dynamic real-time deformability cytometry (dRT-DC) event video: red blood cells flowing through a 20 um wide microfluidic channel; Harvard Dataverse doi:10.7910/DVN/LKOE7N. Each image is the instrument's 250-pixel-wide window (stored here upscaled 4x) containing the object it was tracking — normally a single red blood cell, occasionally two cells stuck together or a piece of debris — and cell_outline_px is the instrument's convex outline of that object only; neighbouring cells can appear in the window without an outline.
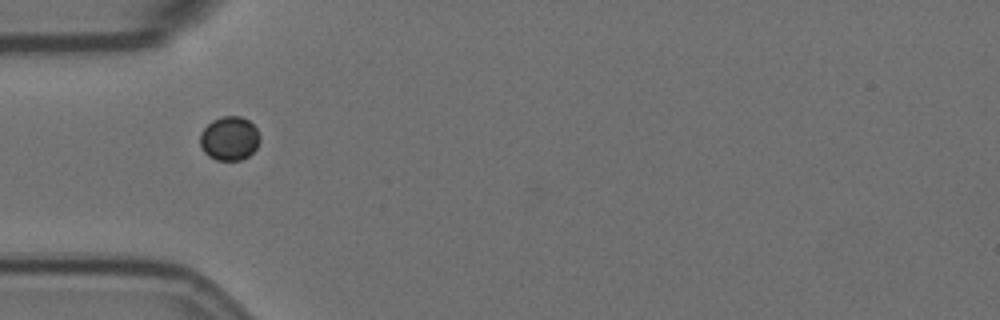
{"species": "Egyptian fruit bat (a non-hibernating species)", "species_latin": "Rousettus aegyptiacus", "temperature_condition": "room temperature", "stored_images_in_passage": 14, "camera_frame_rate_fps": 3000, "um_per_image_px": 0.085, "animal": {"sex": "female"}, "frame": {"image": 1, "passage_image": 5, "time_ms": 6.0, "image_size_px": [1000, 320], "cell_outline_px": [[260, 140], [256, 148], [248, 156], [240, 160], [216, 160], [208, 156], [204, 152], [200, 144], [200, 132], [212, 120], [224, 116], [240, 116], [248, 120], [256, 128], [260, 136]], "centroid_in_image_um": [19.49, 11.77], "position_along_channel_um": 65.5, "area_um2": 15.32}}
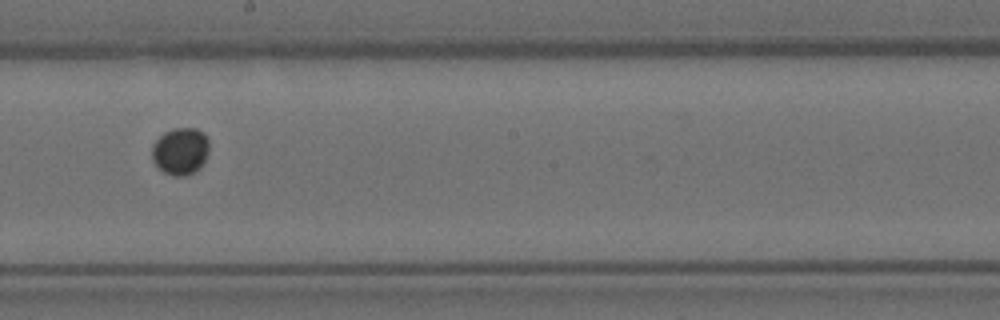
{"frame": {"image": 2, "passage_image": 9, "time_ms": 10.667, "image_size_px": [1000, 320], "cell_outline_px": [[208, 152], [200, 168], [196, 172], [188, 176], [172, 176], [164, 172], [152, 160], [152, 144], [164, 132], [172, 128], [196, 128], [204, 132], [208, 136]], "centroid_in_image_um": [15.35, 12.84], "position_along_channel_um": 232.9, "area_um2": 15.95}}
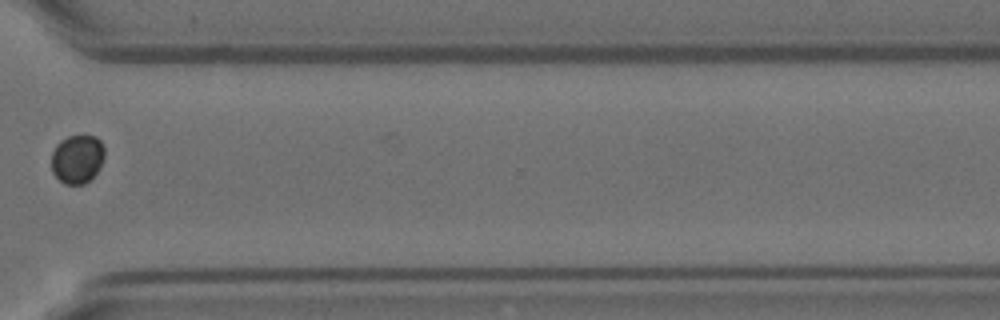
{"frame": {"image": 3, "passage_image": 12, "time_ms": 14.333, "image_size_px": [1000, 320], "cell_outline_px": [[104, 156], [100, 168], [84, 184], [64, 184], [52, 172], [52, 152], [56, 144], [60, 140], [68, 136], [96, 136], [100, 140], [104, 148]], "centroid_in_image_um": [6.56, 13.5], "position_along_channel_um": 364.0, "area_um2": 15.03}}